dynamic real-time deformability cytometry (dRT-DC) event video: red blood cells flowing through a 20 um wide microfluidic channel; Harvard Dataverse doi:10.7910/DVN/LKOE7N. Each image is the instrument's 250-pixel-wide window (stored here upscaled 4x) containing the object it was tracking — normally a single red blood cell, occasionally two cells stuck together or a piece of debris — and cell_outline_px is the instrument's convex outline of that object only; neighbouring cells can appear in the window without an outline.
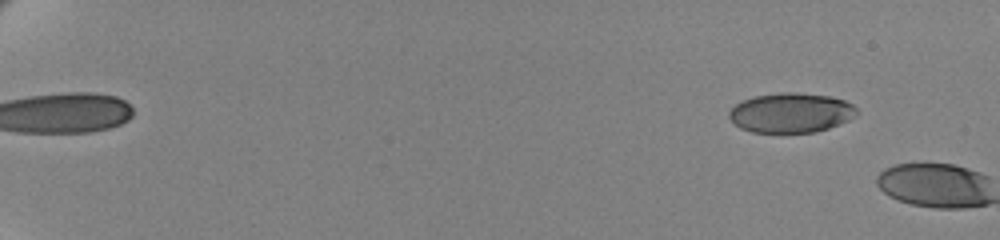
{"species": "human", "species_latin": "Homo sapiens", "temperature_condition": "cold", "stored_images_in_passage": 8, "camera_frame_rate_fps": 3000, "um_per_image_px": 0.085, "donor": {"sex": "female"}, "frame": {"image": 1, "passage_image": 6, "time_ms": 1.667, "image_size_px": [1000, 240], "cell_outline_px": [[860, 112], [856, 116], [840, 124], [828, 128], [812, 132], [752, 132], [740, 128], [728, 116], [728, 112], [736, 104], [744, 100], [756, 96], [784, 92], [796, 92], [828, 96], [844, 100], [852, 104]], "centroid_in_image_um": [67.25, 9.58], "position_along_channel_um": 17.7, "area_um2": 29.36}}